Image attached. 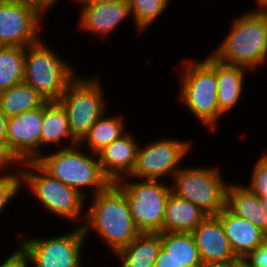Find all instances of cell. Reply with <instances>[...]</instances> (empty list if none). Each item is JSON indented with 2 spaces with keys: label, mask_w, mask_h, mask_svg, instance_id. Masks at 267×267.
I'll list each match as a JSON object with an SVG mask.
<instances>
[{
  "label": "cell",
  "mask_w": 267,
  "mask_h": 267,
  "mask_svg": "<svg viewBox=\"0 0 267 267\" xmlns=\"http://www.w3.org/2000/svg\"><path fill=\"white\" fill-rule=\"evenodd\" d=\"M91 200L81 226L84 236L95 233L114 256L141 233L131 217L125 191L118 183H110Z\"/></svg>",
  "instance_id": "1"
},
{
  "label": "cell",
  "mask_w": 267,
  "mask_h": 267,
  "mask_svg": "<svg viewBox=\"0 0 267 267\" xmlns=\"http://www.w3.org/2000/svg\"><path fill=\"white\" fill-rule=\"evenodd\" d=\"M225 38L210 54L228 65L251 71L267 63V9L245 11L233 18Z\"/></svg>",
  "instance_id": "2"
},
{
  "label": "cell",
  "mask_w": 267,
  "mask_h": 267,
  "mask_svg": "<svg viewBox=\"0 0 267 267\" xmlns=\"http://www.w3.org/2000/svg\"><path fill=\"white\" fill-rule=\"evenodd\" d=\"M180 65L179 100L211 132L219 127L224 114L219 110L216 59L209 54L202 60H183ZM182 69V70H181Z\"/></svg>",
  "instance_id": "3"
},
{
  "label": "cell",
  "mask_w": 267,
  "mask_h": 267,
  "mask_svg": "<svg viewBox=\"0 0 267 267\" xmlns=\"http://www.w3.org/2000/svg\"><path fill=\"white\" fill-rule=\"evenodd\" d=\"M42 153L36 162L52 177L77 190L86 199L88 189L91 197L104 190L110 181L103 175L97 154L85 149L79 143ZM86 189V190H85ZM93 193V194H92Z\"/></svg>",
  "instance_id": "4"
},
{
  "label": "cell",
  "mask_w": 267,
  "mask_h": 267,
  "mask_svg": "<svg viewBox=\"0 0 267 267\" xmlns=\"http://www.w3.org/2000/svg\"><path fill=\"white\" fill-rule=\"evenodd\" d=\"M22 187L34 195L39 205L54 217L82 226L85 220L86 198L47 173L36 161H25L21 167ZM82 222V223H81Z\"/></svg>",
  "instance_id": "5"
},
{
  "label": "cell",
  "mask_w": 267,
  "mask_h": 267,
  "mask_svg": "<svg viewBox=\"0 0 267 267\" xmlns=\"http://www.w3.org/2000/svg\"><path fill=\"white\" fill-rule=\"evenodd\" d=\"M49 45L41 39L26 47L24 82L44 100L58 101L78 74Z\"/></svg>",
  "instance_id": "6"
},
{
  "label": "cell",
  "mask_w": 267,
  "mask_h": 267,
  "mask_svg": "<svg viewBox=\"0 0 267 267\" xmlns=\"http://www.w3.org/2000/svg\"><path fill=\"white\" fill-rule=\"evenodd\" d=\"M220 167H181L173 176L171 192L203 210L208 216H216L226 207L229 182L222 177Z\"/></svg>",
  "instance_id": "7"
},
{
  "label": "cell",
  "mask_w": 267,
  "mask_h": 267,
  "mask_svg": "<svg viewBox=\"0 0 267 267\" xmlns=\"http://www.w3.org/2000/svg\"><path fill=\"white\" fill-rule=\"evenodd\" d=\"M100 77L77 75L58 102L67 114L70 131L80 142L91 126L107 111Z\"/></svg>",
  "instance_id": "8"
},
{
  "label": "cell",
  "mask_w": 267,
  "mask_h": 267,
  "mask_svg": "<svg viewBox=\"0 0 267 267\" xmlns=\"http://www.w3.org/2000/svg\"><path fill=\"white\" fill-rule=\"evenodd\" d=\"M126 177L117 182L125 191L130 214L140 232H162L171 185L161 180ZM133 181V182H132Z\"/></svg>",
  "instance_id": "9"
},
{
  "label": "cell",
  "mask_w": 267,
  "mask_h": 267,
  "mask_svg": "<svg viewBox=\"0 0 267 267\" xmlns=\"http://www.w3.org/2000/svg\"><path fill=\"white\" fill-rule=\"evenodd\" d=\"M86 240L82 227L75 226L67 233L49 238L22 237L18 244L28 254L32 267H83Z\"/></svg>",
  "instance_id": "10"
},
{
  "label": "cell",
  "mask_w": 267,
  "mask_h": 267,
  "mask_svg": "<svg viewBox=\"0 0 267 267\" xmlns=\"http://www.w3.org/2000/svg\"><path fill=\"white\" fill-rule=\"evenodd\" d=\"M164 137L150 141L146 146H138L136 163L129 177L162 181L166 176L170 180L173 178L182 167L180 163L191 151L192 144Z\"/></svg>",
  "instance_id": "11"
},
{
  "label": "cell",
  "mask_w": 267,
  "mask_h": 267,
  "mask_svg": "<svg viewBox=\"0 0 267 267\" xmlns=\"http://www.w3.org/2000/svg\"><path fill=\"white\" fill-rule=\"evenodd\" d=\"M45 14L28 0H0V46L27 47L39 42Z\"/></svg>",
  "instance_id": "12"
},
{
  "label": "cell",
  "mask_w": 267,
  "mask_h": 267,
  "mask_svg": "<svg viewBox=\"0 0 267 267\" xmlns=\"http://www.w3.org/2000/svg\"><path fill=\"white\" fill-rule=\"evenodd\" d=\"M44 104L8 118L7 143L22 161H36L41 156V127Z\"/></svg>",
  "instance_id": "13"
},
{
  "label": "cell",
  "mask_w": 267,
  "mask_h": 267,
  "mask_svg": "<svg viewBox=\"0 0 267 267\" xmlns=\"http://www.w3.org/2000/svg\"><path fill=\"white\" fill-rule=\"evenodd\" d=\"M191 233L202 263H241L217 216H207Z\"/></svg>",
  "instance_id": "14"
},
{
  "label": "cell",
  "mask_w": 267,
  "mask_h": 267,
  "mask_svg": "<svg viewBox=\"0 0 267 267\" xmlns=\"http://www.w3.org/2000/svg\"><path fill=\"white\" fill-rule=\"evenodd\" d=\"M78 29L104 39L131 17L128 1L103 2L80 6ZM117 27V28H116Z\"/></svg>",
  "instance_id": "15"
},
{
  "label": "cell",
  "mask_w": 267,
  "mask_h": 267,
  "mask_svg": "<svg viewBox=\"0 0 267 267\" xmlns=\"http://www.w3.org/2000/svg\"><path fill=\"white\" fill-rule=\"evenodd\" d=\"M128 131L107 145L97 155L103 175L110 183L129 177L134 169L139 139Z\"/></svg>",
  "instance_id": "16"
},
{
  "label": "cell",
  "mask_w": 267,
  "mask_h": 267,
  "mask_svg": "<svg viewBox=\"0 0 267 267\" xmlns=\"http://www.w3.org/2000/svg\"><path fill=\"white\" fill-rule=\"evenodd\" d=\"M235 255L242 260L267 240V235L247 219L224 207L217 215Z\"/></svg>",
  "instance_id": "17"
},
{
  "label": "cell",
  "mask_w": 267,
  "mask_h": 267,
  "mask_svg": "<svg viewBox=\"0 0 267 267\" xmlns=\"http://www.w3.org/2000/svg\"><path fill=\"white\" fill-rule=\"evenodd\" d=\"M235 183L228 184L226 208L234 215L252 222L267 235V212L262 206L260 197L243 183Z\"/></svg>",
  "instance_id": "18"
},
{
  "label": "cell",
  "mask_w": 267,
  "mask_h": 267,
  "mask_svg": "<svg viewBox=\"0 0 267 267\" xmlns=\"http://www.w3.org/2000/svg\"><path fill=\"white\" fill-rule=\"evenodd\" d=\"M65 139L69 141L67 142L69 146L79 143L70 131L67 114L63 106L58 101H46L41 127V155L45 151L42 149H46L45 147L48 146L51 148L53 145H57L58 149L64 148L65 146L62 143H64L63 140L66 141Z\"/></svg>",
  "instance_id": "19"
},
{
  "label": "cell",
  "mask_w": 267,
  "mask_h": 267,
  "mask_svg": "<svg viewBox=\"0 0 267 267\" xmlns=\"http://www.w3.org/2000/svg\"><path fill=\"white\" fill-rule=\"evenodd\" d=\"M208 215L190 201L170 192L162 232H192Z\"/></svg>",
  "instance_id": "20"
},
{
  "label": "cell",
  "mask_w": 267,
  "mask_h": 267,
  "mask_svg": "<svg viewBox=\"0 0 267 267\" xmlns=\"http://www.w3.org/2000/svg\"><path fill=\"white\" fill-rule=\"evenodd\" d=\"M249 69L228 65L216 59L219 110L225 115L238 105L241 99Z\"/></svg>",
  "instance_id": "21"
},
{
  "label": "cell",
  "mask_w": 267,
  "mask_h": 267,
  "mask_svg": "<svg viewBox=\"0 0 267 267\" xmlns=\"http://www.w3.org/2000/svg\"><path fill=\"white\" fill-rule=\"evenodd\" d=\"M160 248V233L141 232L115 256L121 267H154Z\"/></svg>",
  "instance_id": "22"
},
{
  "label": "cell",
  "mask_w": 267,
  "mask_h": 267,
  "mask_svg": "<svg viewBox=\"0 0 267 267\" xmlns=\"http://www.w3.org/2000/svg\"><path fill=\"white\" fill-rule=\"evenodd\" d=\"M110 116L105 112L91 126L79 144L83 147L86 146L88 151L98 154L107 145L124 135L127 132L125 118H123L122 114L114 116L111 114Z\"/></svg>",
  "instance_id": "23"
},
{
  "label": "cell",
  "mask_w": 267,
  "mask_h": 267,
  "mask_svg": "<svg viewBox=\"0 0 267 267\" xmlns=\"http://www.w3.org/2000/svg\"><path fill=\"white\" fill-rule=\"evenodd\" d=\"M161 248L183 267L202 264L198 247L191 232H159Z\"/></svg>",
  "instance_id": "24"
},
{
  "label": "cell",
  "mask_w": 267,
  "mask_h": 267,
  "mask_svg": "<svg viewBox=\"0 0 267 267\" xmlns=\"http://www.w3.org/2000/svg\"><path fill=\"white\" fill-rule=\"evenodd\" d=\"M45 102L46 100L25 82L0 92V109L8 118L39 108Z\"/></svg>",
  "instance_id": "25"
},
{
  "label": "cell",
  "mask_w": 267,
  "mask_h": 267,
  "mask_svg": "<svg viewBox=\"0 0 267 267\" xmlns=\"http://www.w3.org/2000/svg\"><path fill=\"white\" fill-rule=\"evenodd\" d=\"M26 47L0 46V92L24 82Z\"/></svg>",
  "instance_id": "26"
},
{
  "label": "cell",
  "mask_w": 267,
  "mask_h": 267,
  "mask_svg": "<svg viewBox=\"0 0 267 267\" xmlns=\"http://www.w3.org/2000/svg\"><path fill=\"white\" fill-rule=\"evenodd\" d=\"M132 24L137 32H144L159 16L167 11L171 0H127Z\"/></svg>",
  "instance_id": "27"
},
{
  "label": "cell",
  "mask_w": 267,
  "mask_h": 267,
  "mask_svg": "<svg viewBox=\"0 0 267 267\" xmlns=\"http://www.w3.org/2000/svg\"><path fill=\"white\" fill-rule=\"evenodd\" d=\"M21 188H23L21 171L0 172V216L15 199L14 197L17 198L20 190L23 191Z\"/></svg>",
  "instance_id": "28"
},
{
  "label": "cell",
  "mask_w": 267,
  "mask_h": 267,
  "mask_svg": "<svg viewBox=\"0 0 267 267\" xmlns=\"http://www.w3.org/2000/svg\"><path fill=\"white\" fill-rule=\"evenodd\" d=\"M251 180L246 186L258 197L267 195V152L253 166Z\"/></svg>",
  "instance_id": "29"
},
{
  "label": "cell",
  "mask_w": 267,
  "mask_h": 267,
  "mask_svg": "<svg viewBox=\"0 0 267 267\" xmlns=\"http://www.w3.org/2000/svg\"><path fill=\"white\" fill-rule=\"evenodd\" d=\"M22 163L10 149L7 140L0 139V172H9L10 170L12 172V168H15V171H20Z\"/></svg>",
  "instance_id": "30"
},
{
  "label": "cell",
  "mask_w": 267,
  "mask_h": 267,
  "mask_svg": "<svg viewBox=\"0 0 267 267\" xmlns=\"http://www.w3.org/2000/svg\"><path fill=\"white\" fill-rule=\"evenodd\" d=\"M244 267H267V240L241 260Z\"/></svg>",
  "instance_id": "31"
},
{
  "label": "cell",
  "mask_w": 267,
  "mask_h": 267,
  "mask_svg": "<svg viewBox=\"0 0 267 267\" xmlns=\"http://www.w3.org/2000/svg\"><path fill=\"white\" fill-rule=\"evenodd\" d=\"M9 254V256L2 260L0 267H31V261L28 254L22 249L20 245Z\"/></svg>",
  "instance_id": "32"
},
{
  "label": "cell",
  "mask_w": 267,
  "mask_h": 267,
  "mask_svg": "<svg viewBox=\"0 0 267 267\" xmlns=\"http://www.w3.org/2000/svg\"><path fill=\"white\" fill-rule=\"evenodd\" d=\"M154 267H183L168 252L160 248Z\"/></svg>",
  "instance_id": "33"
},
{
  "label": "cell",
  "mask_w": 267,
  "mask_h": 267,
  "mask_svg": "<svg viewBox=\"0 0 267 267\" xmlns=\"http://www.w3.org/2000/svg\"><path fill=\"white\" fill-rule=\"evenodd\" d=\"M8 117L0 109V139L7 140Z\"/></svg>",
  "instance_id": "34"
},
{
  "label": "cell",
  "mask_w": 267,
  "mask_h": 267,
  "mask_svg": "<svg viewBox=\"0 0 267 267\" xmlns=\"http://www.w3.org/2000/svg\"><path fill=\"white\" fill-rule=\"evenodd\" d=\"M29 2L35 3L39 5L46 13L48 12L47 10H51L53 5L59 3L58 1L61 0H28Z\"/></svg>",
  "instance_id": "35"
},
{
  "label": "cell",
  "mask_w": 267,
  "mask_h": 267,
  "mask_svg": "<svg viewBox=\"0 0 267 267\" xmlns=\"http://www.w3.org/2000/svg\"><path fill=\"white\" fill-rule=\"evenodd\" d=\"M76 3H79V6H83V5H90V4H97V3H103V2H123V1H127V0H72Z\"/></svg>",
  "instance_id": "36"
},
{
  "label": "cell",
  "mask_w": 267,
  "mask_h": 267,
  "mask_svg": "<svg viewBox=\"0 0 267 267\" xmlns=\"http://www.w3.org/2000/svg\"><path fill=\"white\" fill-rule=\"evenodd\" d=\"M240 263H202L198 267H239Z\"/></svg>",
  "instance_id": "37"
},
{
  "label": "cell",
  "mask_w": 267,
  "mask_h": 267,
  "mask_svg": "<svg viewBox=\"0 0 267 267\" xmlns=\"http://www.w3.org/2000/svg\"><path fill=\"white\" fill-rule=\"evenodd\" d=\"M257 9H267V0H255Z\"/></svg>",
  "instance_id": "38"
},
{
  "label": "cell",
  "mask_w": 267,
  "mask_h": 267,
  "mask_svg": "<svg viewBox=\"0 0 267 267\" xmlns=\"http://www.w3.org/2000/svg\"><path fill=\"white\" fill-rule=\"evenodd\" d=\"M262 206L264 207L265 211L267 212V195H264L263 197H260Z\"/></svg>",
  "instance_id": "39"
}]
</instances>
